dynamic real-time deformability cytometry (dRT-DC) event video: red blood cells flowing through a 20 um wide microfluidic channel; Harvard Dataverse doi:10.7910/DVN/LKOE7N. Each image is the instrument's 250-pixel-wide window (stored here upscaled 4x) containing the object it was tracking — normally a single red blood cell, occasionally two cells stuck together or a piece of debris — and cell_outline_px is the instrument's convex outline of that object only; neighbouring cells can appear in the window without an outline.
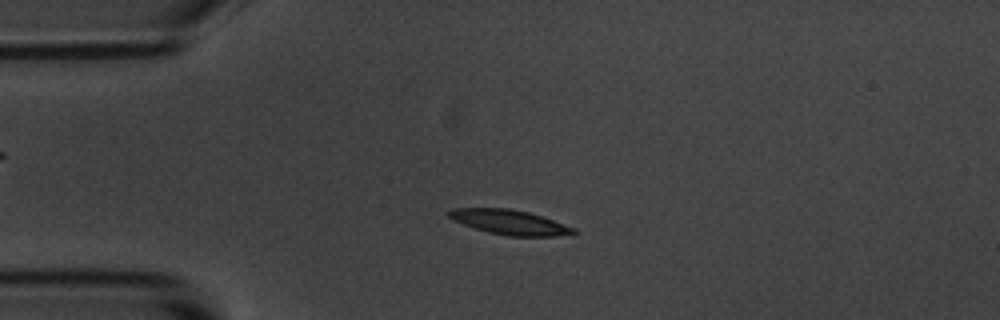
{"species": "common noctule bat (a hibernating species)", "species_latin": "Nyctalus noctula", "temperature_condition": "room temperature", "stored_images_in_passage": 5, "camera_frame_rate_fps": 3000, "um_per_image_px": 0.085, "animal": {"sex": "male", "body_mass_g": 20.1, "forearm_length_mm": 53.5}, "frame": {"image": 1, "passage_image": 4, "time_ms": 3.667, "image_size_px": [1000, 320], "cell_outline_px": [[580, 232], [576, 236], [508, 236], [488, 232], [452, 220], [444, 212], [452, 208], [508, 208], [528, 212], [576, 228]], "centroid_in_image_um": [43.37, 18.9], "position_along_channel_um": 41.6, "area_um2": 18.21}}